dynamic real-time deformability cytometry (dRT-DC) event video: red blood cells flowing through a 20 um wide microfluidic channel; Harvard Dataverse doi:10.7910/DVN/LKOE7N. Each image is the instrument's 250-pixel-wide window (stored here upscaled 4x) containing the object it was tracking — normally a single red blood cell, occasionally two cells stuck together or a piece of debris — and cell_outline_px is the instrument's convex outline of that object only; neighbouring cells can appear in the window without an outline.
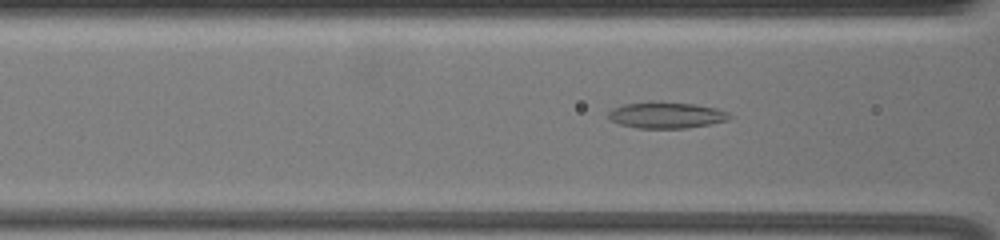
{"species": "common noctule bat (a hibernating species)", "species_latin": "Nyctalus noctula", "temperature_condition": "warm", "stored_images_in_passage": 37, "camera_frame_rate_fps": 3000, "um_per_image_px": 0.085, "animal": {"sex": "female", "body_mass_g": 19.5, "forearm_length_mm": 54.1}, "frame": {"image": 1, "passage_image": 9, "time_ms": 2.667, "image_size_px": [1000, 240], "cell_outline_px": [[732, 116], [728, 120], [708, 124], [684, 128], [636, 128], [620, 124], [608, 120], [604, 116], [612, 108], [624, 104], [692, 104], [716, 108], [728, 112]], "centroid_in_image_um": [56.59, 9.83], "position_along_channel_um": 110.0, "area_um2": 17.86}}
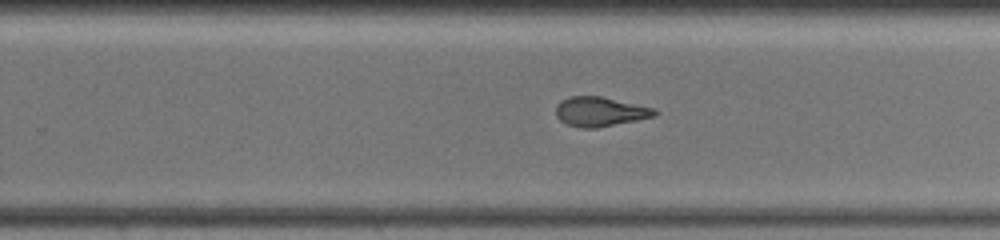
{"frame": {"image": 2, "passage_image": 24, "time_ms": 7.667, "image_size_px": [1000, 240], "cell_outline_px": [[660, 112], [656, 116], [596, 128], [580, 128], [568, 124], [560, 120], [556, 116], [556, 104], [560, 100], [568, 96], [600, 96], [652, 108]], "centroid_in_image_um": [50.96, 9.49], "position_along_channel_um": 278.8, "area_um2": 16.88}}
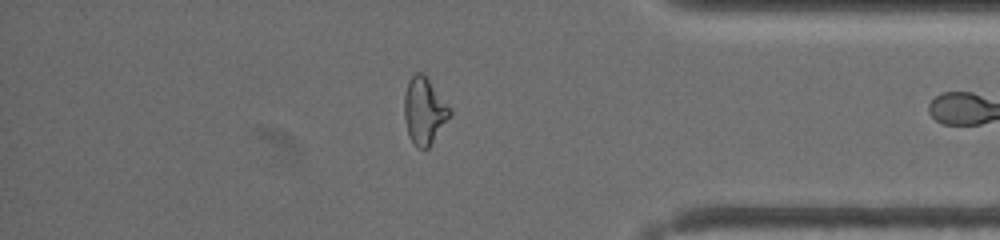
{"frame": {"image": 3, "passage_image": 36, "time_ms": 11.667, "image_size_px": [1000, 240], "cell_outline_px": [[452, 112], [428, 148], [416, 148], [408, 132], [404, 120], [404, 96], [408, 80], [416, 72], [420, 72], [428, 80], [452, 108]], "centroid_in_image_um": [36.05, 9.42], "position_along_channel_um": 399.2, "area_um2": 17.4}}